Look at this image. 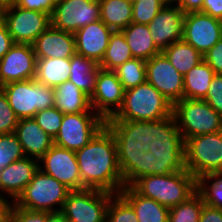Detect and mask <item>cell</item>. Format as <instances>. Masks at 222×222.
Here are the masks:
<instances>
[{
    "mask_svg": "<svg viewBox=\"0 0 222 222\" xmlns=\"http://www.w3.org/2000/svg\"><path fill=\"white\" fill-rule=\"evenodd\" d=\"M32 46L36 58H71L76 54L74 33L52 25L36 38Z\"/></svg>",
    "mask_w": 222,
    "mask_h": 222,
    "instance_id": "cell-22",
    "label": "cell"
},
{
    "mask_svg": "<svg viewBox=\"0 0 222 222\" xmlns=\"http://www.w3.org/2000/svg\"><path fill=\"white\" fill-rule=\"evenodd\" d=\"M121 32L134 58L148 61L153 56L161 53L153 42L148 25L132 22Z\"/></svg>",
    "mask_w": 222,
    "mask_h": 222,
    "instance_id": "cell-26",
    "label": "cell"
},
{
    "mask_svg": "<svg viewBox=\"0 0 222 222\" xmlns=\"http://www.w3.org/2000/svg\"><path fill=\"white\" fill-rule=\"evenodd\" d=\"M19 0H0V3L6 8L9 6L16 5Z\"/></svg>",
    "mask_w": 222,
    "mask_h": 222,
    "instance_id": "cell-51",
    "label": "cell"
},
{
    "mask_svg": "<svg viewBox=\"0 0 222 222\" xmlns=\"http://www.w3.org/2000/svg\"><path fill=\"white\" fill-rule=\"evenodd\" d=\"M70 191L57 179L38 169L14 204L31 211L58 212Z\"/></svg>",
    "mask_w": 222,
    "mask_h": 222,
    "instance_id": "cell-7",
    "label": "cell"
},
{
    "mask_svg": "<svg viewBox=\"0 0 222 222\" xmlns=\"http://www.w3.org/2000/svg\"><path fill=\"white\" fill-rule=\"evenodd\" d=\"M214 75V70L203 59L183 76V98L204 100Z\"/></svg>",
    "mask_w": 222,
    "mask_h": 222,
    "instance_id": "cell-28",
    "label": "cell"
},
{
    "mask_svg": "<svg viewBox=\"0 0 222 222\" xmlns=\"http://www.w3.org/2000/svg\"><path fill=\"white\" fill-rule=\"evenodd\" d=\"M166 4L162 0L132 2V22L148 25Z\"/></svg>",
    "mask_w": 222,
    "mask_h": 222,
    "instance_id": "cell-38",
    "label": "cell"
},
{
    "mask_svg": "<svg viewBox=\"0 0 222 222\" xmlns=\"http://www.w3.org/2000/svg\"><path fill=\"white\" fill-rule=\"evenodd\" d=\"M56 3L57 0H19L16 6L52 15Z\"/></svg>",
    "mask_w": 222,
    "mask_h": 222,
    "instance_id": "cell-43",
    "label": "cell"
},
{
    "mask_svg": "<svg viewBox=\"0 0 222 222\" xmlns=\"http://www.w3.org/2000/svg\"><path fill=\"white\" fill-rule=\"evenodd\" d=\"M10 201V202H9ZM14 201L0 195V222H11V213Z\"/></svg>",
    "mask_w": 222,
    "mask_h": 222,
    "instance_id": "cell-48",
    "label": "cell"
},
{
    "mask_svg": "<svg viewBox=\"0 0 222 222\" xmlns=\"http://www.w3.org/2000/svg\"><path fill=\"white\" fill-rule=\"evenodd\" d=\"M125 90L146 82V61L132 58L114 70Z\"/></svg>",
    "mask_w": 222,
    "mask_h": 222,
    "instance_id": "cell-34",
    "label": "cell"
},
{
    "mask_svg": "<svg viewBox=\"0 0 222 222\" xmlns=\"http://www.w3.org/2000/svg\"><path fill=\"white\" fill-rule=\"evenodd\" d=\"M64 114L56 107L38 111L34 119L37 124L53 139L57 136Z\"/></svg>",
    "mask_w": 222,
    "mask_h": 222,
    "instance_id": "cell-39",
    "label": "cell"
},
{
    "mask_svg": "<svg viewBox=\"0 0 222 222\" xmlns=\"http://www.w3.org/2000/svg\"><path fill=\"white\" fill-rule=\"evenodd\" d=\"M18 118L9 105L7 96L0 91V135L13 133L18 124Z\"/></svg>",
    "mask_w": 222,
    "mask_h": 222,
    "instance_id": "cell-40",
    "label": "cell"
},
{
    "mask_svg": "<svg viewBox=\"0 0 222 222\" xmlns=\"http://www.w3.org/2000/svg\"><path fill=\"white\" fill-rule=\"evenodd\" d=\"M36 55L31 44L14 43L0 60V84L35 79Z\"/></svg>",
    "mask_w": 222,
    "mask_h": 222,
    "instance_id": "cell-18",
    "label": "cell"
},
{
    "mask_svg": "<svg viewBox=\"0 0 222 222\" xmlns=\"http://www.w3.org/2000/svg\"><path fill=\"white\" fill-rule=\"evenodd\" d=\"M222 38V21L198 12L185 13L183 40L203 56Z\"/></svg>",
    "mask_w": 222,
    "mask_h": 222,
    "instance_id": "cell-16",
    "label": "cell"
},
{
    "mask_svg": "<svg viewBox=\"0 0 222 222\" xmlns=\"http://www.w3.org/2000/svg\"><path fill=\"white\" fill-rule=\"evenodd\" d=\"M106 222H138V218L132 206L120 194H114L109 201Z\"/></svg>",
    "mask_w": 222,
    "mask_h": 222,
    "instance_id": "cell-36",
    "label": "cell"
},
{
    "mask_svg": "<svg viewBox=\"0 0 222 222\" xmlns=\"http://www.w3.org/2000/svg\"><path fill=\"white\" fill-rule=\"evenodd\" d=\"M14 133L26 157L39 160L54 145V139L37 124L34 118L19 119Z\"/></svg>",
    "mask_w": 222,
    "mask_h": 222,
    "instance_id": "cell-23",
    "label": "cell"
},
{
    "mask_svg": "<svg viewBox=\"0 0 222 222\" xmlns=\"http://www.w3.org/2000/svg\"><path fill=\"white\" fill-rule=\"evenodd\" d=\"M185 169L196 179L210 172H222V130L185 141Z\"/></svg>",
    "mask_w": 222,
    "mask_h": 222,
    "instance_id": "cell-9",
    "label": "cell"
},
{
    "mask_svg": "<svg viewBox=\"0 0 222 222\" xmlns=\"http://www.w3.org/2000/svg\"><path fill=\"white\" fill-rule=\"evenodd\" d=\"M113 30L101 19L80 28L74 33L76 54L93 60L97 65L102 61Z\"/></svg>",
    "mask_w": 222,
    "mask_h": 222,
    "instance_id": "cell-20",
    "label": "cell"
},
{
    "mask_svg": "<svg viewBox=\"0 0 222 222\" xmlns=\"http://www.w3.org/2000/svg\"><path fill=\"white\" fill-rule=\"evenodd\" d=\"M25 157L22 145L14 132L0 135V166L2 168Z\"/></svg>",
    "mask_w": 222,
    "mask_h": 222,
    "instance_id": "cell-37",
    "label": "cell"
},
{
    "mask_svg": "<svg viewBox=\"0 0 222 222\" xmlns=\"http://www.w3.org/2000/svg\"><path fill=\"white\" fill-rule=\"evenodd\" d=\"M185 13L177 5H165L148 24L156 47L162 52L170 44L182 40Z\"/></svg>",
    "mask_w": 222,
    "mask_h": 222,
    "instance_id": "cell-19",
    "label": "cell"
},
{
    "mask_svg": "<svg viewBox=\"0 0 222 222\" xmlns=\"http://www.w3.org/2000/svg\"><path fill=\"white\" fill-rule=\"evenodd\" d=\"M99 19V0H57L51 15V25L54 28L75 33Z\"/></svg>",
    "mask_w": 222,
    "mask_h": 222,
    "instance_id": "cell-13",
    "label": "cell"
},
{
    "mask_svg": "<svg viewBox=\"0 0 222 222\" xmlns=\"http://www.w3.org/2000/svg\"><path fill=\"white\" fill-rule=\"evenodd\" d=\"M114 194L97 190H73L64 201L61 212L71 222H106L109 201Z\"/></svg>",
    "mask_w": 222,
    "mask_h": 222,
    "instance_id": "cell-10",
    "label": "cell"
},
{
    "mask_svg": "<svg viewBox=\"0 0 222 222\" xmlns=\"http://www.w3.org/2000/svg\"><path fill=\"white\" fill-rule=\"evenodd\" d=\"M166 5H177L179 0H162Z\"/></svg>",
    "mask_w": 222,
    "mask_h": 222,
    "instance_id": "cell-52",
    "label": "cell"
},
{
    "mask_svg": "<svg viewBox=\"0 0 222 222\" xmlns=\"http://www.w3.org/2000/svg\"><path fill=\"white\" fill-rule=\"evenodd\" d=\"M83 189L119 194L124 187L116 142L104 126L84 147L75 152Z\"/></svg>",
    "mask_w": 222,
    "mask_h": 222,
    "instance_id": "cell-2",
    "label": "cell"
},
{
    "mask_svg": "<svg viewBox=\"0 0 222 222\" xmlns=\"http://www.w3.org/2000/svg\"><path fill=\"white\" fill-rule=\"evenodd\" d=\"M178 7H180L184 13L198 12L202 10L203 0H179Z\"/></svg>",
    "mask_w": 222,
    "mask_h": 222,
    "instance_id": "cell-49",
    "label": "cell"
},
{
    "mask_svg": "<svg viewBox=\"0 0 222 222\" xmlns=\"http://www.w3.org/2000/svg\"><path fill=\"white\" fill-rule=\"evenodd\" d=\"M132 52L121 31H113L108 47L98 66L105 70H115L126 61L132 59Z\"/></svg>",
    "mask_w": 222,
    "mask_h": 222,
    "instance_id": "cell-32",
    "label": "cell"
},
{
    "mask_svg": "<svg viewBox=\"0 0 222 222\" xmlns=\"http://www.w3.org/2000/svg\"><path fill=\"white\" fill-rule=\"evenodd\" d=\"M203 204L202 197L196 192L187 201L169 209L168 222H199Z\"/></svg>",
    "mask_w": 222,
    "mask_h": 222,
    "instance_id": "cell-35",
    "label": "cell"
},
{
    "mask_svg": "<svg viewBox=\"0 0 222 222\" xmlns=\"http://www.w3.org/2000/svg\"><path fill=\"white\" fill-rule=\"evenodd\" d=\"M132 187L142 196L170 209L196 193L197 179L184 169L168 175L143 176Z\"/></svg>",
    "mask_w": 222,
    "mask_h": 222,
    "instance_id": "cell-4",
    "label": "cell"
},
{
    "mask_svg": "<svg viewBox=\"0 0 222 222\" xmlns=\"http://www.w3.org/2000/svg\"><path fill=\"white\" fill-rule=\"evenodd\" d=\"M125 89L115 71L98 66L94 91L90 96L92 109L105 121L121 108Z\"/></svg>",
    "mask_w": 222,
    "mask_h": 222,
    "instance_id": "cell-14",
    "label": "cell"
},
{
    "mask_svg": "<svg viewBox=\"0 0 222 222\" xmlns=\"http://www.w3.org/2000/svg\"><path fill=\"white\" fill-rule=\"evenodd\" d=\"M100 19L113 31H121L132 23V2L99 0Z\"/></svg>",
    "mask_w": 222,
    "mask_h": 222,
    "instance_id": "cell-29",
    "label": "cell"
},
{
    "mask_svg": "<svg viewBox=\"0 0 222 222\" xmlns=\"http://www.w3.org/2000/svg\"><path fill=\"white\" fill-rule=\"evenodd\" d=\"M70 58H36L35 80L55 88L69 80Z\"/></svg>",
    "mask_w": 222,
    "mask_h": 222,
    "instance_id": "cell-27",
    "label": "cell"
},
{
    "mask_svg": "<svg viewBox=\"0 0 222 222\" xmlns=\"http://www.w3.org/2000/svg\"><path fill=\"white\" fill-rule=\"evenodd\" d=\"M215 74H222V38L203 56Z\"/></svg>",
    "mask_w": 222,
    "mask_h": 222,
    "instance_id": "cell-44",
    "label": "cell"
},
{
    "mask_svg": "<svg viewBox=\"0 0 222 222\" xmlns=\"http://www.w3.org/2000/svg\"><path fill=\"white\" fill-rule=\"evenodd\" d=\"M204 204L222 209V172H210L197 178V191Z\"/></svg>",
    "mask_w": 222,
    "mask_h": 222,
    "instance_id": "cell-33",
    "label": "cell"
},
{
    "mask_svg": "<svg viewBox=\"0 0 222 222\" xmlns=\"http://www.w3.org/2000/svg\"><path fill=\"white\" fill-rule=\"evenodd\" d=\"M199 222H222V209L203 204Z\"/></svg>",
    "mask_w": 222,
    "mask_h": 222,
    "instance_id": "cell-47",
    "label": "cell"
},
{
    "mask_svg": "<svg viewBox=\"0 0 222 222\" xmlns=\"http://www.w3.org/2000/svg\"><path fill=\"white\" fill-rule=\"evenodd\" d=\"M172 114L184 141L222 130V116L205 100L183 98L173 104Z\"/></svg>",
    "mask_w": 222,
    "mask_h": 222,
    "instance_id": "cell-6",
    "label": "cell"
},
{
    "mask_svg": "<svg viewBox=\"0 0 222 222\" xmlns=\"http://www.w3.org/2000/svg\"><path fill=\"white\" fill-rule=\"evenodd\" d=\"M69 81L91 96L94 91L98 65L91 59L75 54L70 58Z\"/></svg>",
    "mask_w": 222,
    "mask_h": 222,
    "instance_id": "cell-30",
    "label": "cell"
},
{
    "mask_svg": "<svg viewBox=\"0 0 222 222\" xmlns=\"http://www.w3.org/2000/svg\"><path fill=\"white\" fill-rule=\"evenodd\" d=\"M11 222H46V212L31 211L17 207L14 204L11 213Z\"/></svg>",
    "mask_w": 222,
    "mask_h": 222,
    "instance_id": "cell-42",
    "label": "cell"
},
{
    "mask_svg": "<svg viewBox=\"0 0 222 222\" xmlns=\"http://www.w3.org/2000/svg\"><path fill=\"white\" fill-rule=\"evenodd\" d=\"M3 19L14 43L32 45L51 26V15L16 5L5 8Z\"/></svg>",
    "mask_w": 222,
    "mask_h": 222,
    "instance_id": "cell-12",
    "label": "cell"
},
{
    "mask_svg": "<svg viewBox=\"0 0 222 222\" xmlns=\"http://www.w3.org/2000/svg\"><path fill=\"white\" fill-rule=\"evenodd\" d=\"M38 163V167L41 171L54 177L71 191L83 189L78 162L74 151L54 144L38 160Z\"/></svg>",
    "mask_w": 222,
    "mask_h": 222,
    "instance_id": "cell-15",
    "label": "cell"
},
{
    "mask_svg": "<svg viewBox=\"0 0 222 222\" xmlns=\"http://www.w3.org/2000/svg\"><path fill=\"white\" fill-rule=\"evenodd\" d=\"M119 194L132 206L138 222H168L169 208L142 196L132 186L123 187Z\"/></svg>",
    "mask_w": 222,
    "mask_h": 222,
    "instance_id": "cell-24",
    "label": "cell"
},
{
    "mask_svg": "<svg viewBox=\"0 0 222 222\" xmlns=\"http://www.w3.org/2000/svg\"><path fill=\"white\" fill-rule=\"evenodd\" d=\"M222 116V74H215L204 99Z\"/></svg>",
    "mask_w": 222,
    "mask_h": 222,
    "instance_id": "cell-41",
    "label": "cell"
},
{
    "mask_svg": "<svg viewBox=\"0 0 222 222\" xmlns=\"http://www.w3.org/2000/svg\"><path fill=\"white\" fill-rule=\"evenodd\" d=\"M105 122L96 112L64 114L54 144L76 152L92 140Z\"/></svg>",
    "mask_w": 222,
    "mask_h": 222,
    "instance_id": "cell-11",
    "label": "cell"
},
{
    "mask_svg": "<svg viewBox=\"0 0 222 222\" xmlns=\"http://www.w3.org/2000/svg\"><path fill=\"white\" fill-rule=\"evenodd\" d=\"M162 53L183 76L203 60V55L183 39L170 44Z\"/></svg>",
    "mask_w": 222,
    "mask_h": 222,
    "instance_id": "cell-31",
    "label": "cell"
},
{
    "mask_svg": "<svg viewBox=\"0 0 222 222\" xmlns=\"http://www.w3.org/2000/svg\"><path fill=\"white\" fill-rule=\"evenodd\" d=\"M105 126L115 139L118 164L124 176L137 163V157L149 150L155 136V121L106 120Z\"/></svg>",
    "mask_w": 222,
    "mask_h": 222,
    "instance_id": "cell-3",
    "label": "cell"
},
{
    "mask_svg": "<svg viewBox=\"0 0 222 222\" xmlns=\"http://www.w3.org/2000/svg\"><path fill=\"white\" fill-rule=\"evenodd\" d=\"M185 169V141L173 114L155 120V136L149 150L137 157V163L123 176L124 187L132 186L147 175H168Z\"/></svg>",
    "mask_w": 222,
    "mask_h": 222,
    "instance_id": "cell-1",
    "label": "cell"
},
{
    "mask_svg": "<svg viewBox=\"0 0 222 222\" xmlns=\"http://www.w3.org/2000/svg\"><path fill=\"white\" fill-rule=\"evenodd\" d=\"M38 164L36 158L25 157L3 167L0 170V195H8V198L15 202L33 179L39 169Z\"/></svg>",
    "mask_w": 222,
    "mask_h": 222,
    "instance_id": "cell-21",
    "label": "cell"
},
{
    "mask_svg": "<svg viewBox=\"0 0 222 222\" xmlns=\"http://www.w3.org/2000/svg\"><path fill=\"white\" fill-rule=\"evenodd\" d=\"M14 45L4 19L0 20V60Z\"/></svg>",
    "mask_w": 222,
    "mask_h": 222,
    "instance_id": "cell-45",
    "label": "cell"
},
{
    "mask_svg": "<svg viewBox=\"0 0 222 222\" xmlns=\"http://www.w3.org/2000/svg\"><path fill=\"white\" fill-rule=\"evenodd\" d=\"M46 222H67V219L61 211L46 212Z\"/></svg>",
    "mask_w": 222,
    "mask_h": 222,
    "instance_id": "cell-50",
    "label": "cell"
},
{
    "mask_svg": "<svg viewBox=\"0 0 222 222\" xmlns=\"http://www.w3.org/2000/svg\"><path fill=\"white\" fill-rule=\"evenodd\" d=\"M4 10L5 7L0 3V20H2L4 17Z\"/></svg>",
    "mask_w": 222,
    "mask_h": 222,
    "instance_id": "cell-53",
    "label": "cell"
},
{
    "mask_svg": "<svg viewBox=\"0 0 222 222\" xmlns=\"http://www.w3.org/2000/svg\"><path fill=\"white\" fill-rule=\"evenodd\" d=\"M54 107L63 114L95 112L91 107L90 96L69 80L54 88Z\"/></svg>",
    "mask_w": 222,
    "mask_h": 222,
    "instance_id": "cell-25",
    "label": "cell"
},
{
    "mask_svg": "<svg viewBox=\"0 0 222 222\" xmlns=\"http://www.w3.org/2000/svg\"><path fill=\"white\" fill-rule=\"evenodd\" d=\"M173 104L147 81L125 90L118 112L107 120L155 121L172 115Z\"/></svg>",
    "mask_w": 222,
    "mask_h": 222,
    "instance_id": "cell-5",
    "label": "cell"
},
{
    "mask_svg": "<svg viewBox=\"0 0 222 222\" xmlns=\"http://www.w3.org/2000/svg\"><path fill=\"white\" fill-rule=\"evenodd\" d=\"M2 91L18 119L34 118L38 111L54 107V88L35 79L8 83Z\"/></svg>",
    "mask_w": 222,
    "mask_h": 222,
    "instance_id": "cell-8",
    "label": "cell"
},
{
    "mask_svg": "<svg viewBox=\"0 0 222 222\" xmlns=\"http://www.w3.org/2000/svg\"><path fill=\"white\" fill-rule=\"evenodd\" d=\"M146 81L172 104L183 99V75L162 52L146 61Z\"/></svg>",
    "mask_w": 222,
    "mask_h": 222,
    "instance_id": "cell-17",
    "label": "cell"
},
{
    "mask_svg": "<svg viewBox=\"0 0 222 222\" xmlns=\"http://www.w3.org/2000/svg\"><path fill=\"white\" fill-rule=\"evenodd\" d=\"M200 12L222 21V0H203Z\"/></svg>",
    "mask_w": 222,
    "mask_h": 222,
    "instance_id": "cell-46",
    "label": "cell"
}]
</instances>
